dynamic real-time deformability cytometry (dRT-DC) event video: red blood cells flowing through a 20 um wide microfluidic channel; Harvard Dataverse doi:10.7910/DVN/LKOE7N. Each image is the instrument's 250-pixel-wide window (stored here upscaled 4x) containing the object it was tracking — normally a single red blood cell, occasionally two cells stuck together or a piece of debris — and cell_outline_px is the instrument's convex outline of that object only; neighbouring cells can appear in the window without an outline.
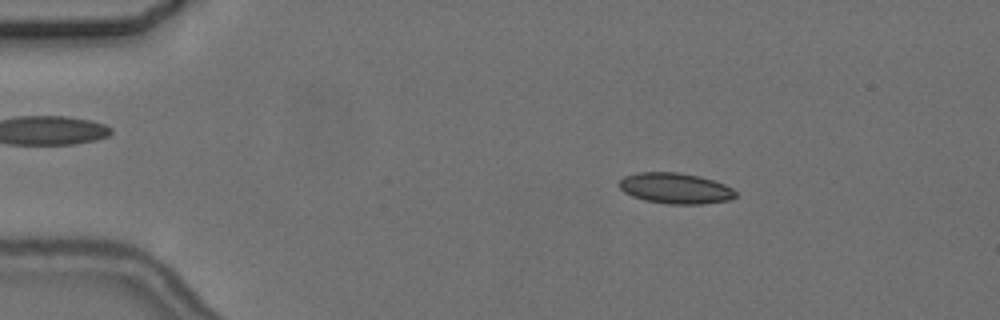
{"species": "common noctule bat (a hibernating species)", "species_latin": "Nyctalus noctula", "temperature_condition": "cold", "stored_images_in_passage": 6, "camera_frame_rate_fps": 3000, "um_per_image_px": 0.085, "animal": {"sex": "female", "body_mass_g": 24.6, "forearm_length_mm": 56.2}, "frame": {"image": 1, "passage_image": 2, "time_ms": 1.0, "image_size_px": [1000, 320], "cell_outline_px": [[736, 196], [728, 200], [700, 204], [668, 204], [644, 200], [632, 196], [624, 192], [620, 188], [620, 180], [624, 176], [636, 172], [680, 172], [700, 176], [724, 184], [732, 188], [736, 192]], "centroid_in_image_um": [57.39, 16.0], "position_along_channel_um": 27.6, "area_um2": 20.87}}
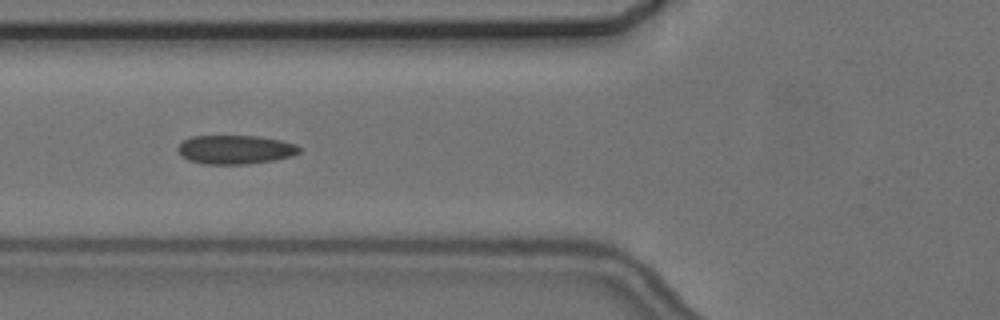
{"frame": {"image": 2, "passage_image": 5, "time_ms": 5.0, "image_size_px": [1000, 320], "cell_outline_px": [[300, 152], [292, 156], [276, 160], [248, 164], [204, 164], [188, 160], [180, 156], [176, 148], [184, 140], [192, 136], [256, 136], [280, 140], [296, 144], [300, 148]], "centroid_in_image_um": [19.99, 12.72], "position_along_channel_um": 105.8, "area_um2": 20.58}}
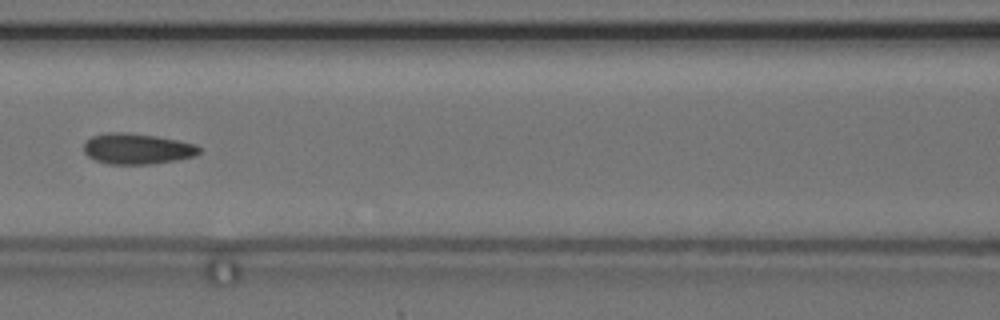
{"frame": {"image": 3, "passage_image": 6, "time_ms": 6.333, "image_size_px": [1000, 320], "cell_outline_px": [[200, 152], [196, 156], [176, 160], [152, 164], [108, 164], [96, 160], [88, 156], [84, 152], [84, 140], [92, 136], [104, 132], [124, 132], [156, 136], [196, 144], [200, 148]], "centroid_in_image_um": [11.63, 12.64], "position_along_channel_um": 155.0, "area_um2": 20.81}}